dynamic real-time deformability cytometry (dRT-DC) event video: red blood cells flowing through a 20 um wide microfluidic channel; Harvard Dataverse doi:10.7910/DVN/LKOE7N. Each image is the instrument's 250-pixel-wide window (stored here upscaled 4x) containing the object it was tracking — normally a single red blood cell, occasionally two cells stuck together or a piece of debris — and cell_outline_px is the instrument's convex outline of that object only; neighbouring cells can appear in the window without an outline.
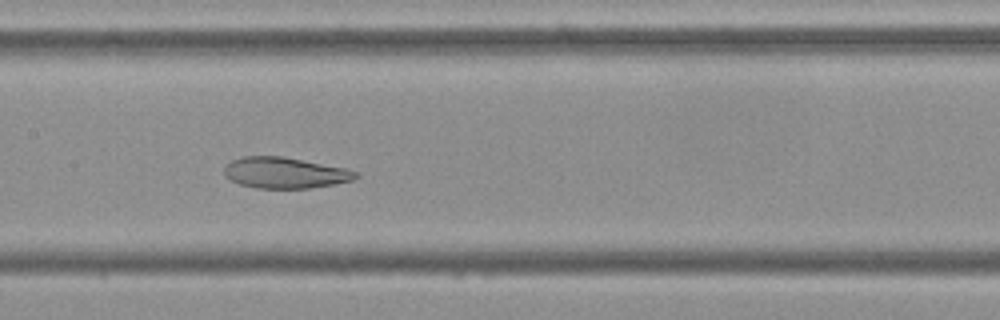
{"species": "Egyptian fruit bat (a non-hibernating species)", "species_latin": "Rousettus aegyptiacus", "temperature_condition": "cold", "stored_images_in_passage": 52, "camera_frame_rate_fps": 3000, "um_per_image_px": 0.085, "frame": {"image": 1, "passage_image": 25, "time_ms": 8.0, "image_size_px": [1000, 320], "cell_outline_px": [[360, 176], [352, 180], [332, 184], [308, 188], [256, 188], [240, 184], [224, 176], [224, 168], [232, 160], [244, 156], [280, 156], [344, 168], [360, 172]], "centroid_in_image_um": [24.21, 14.69], "position_along_channel_um": 183.2, "area_um2": 23.47}}
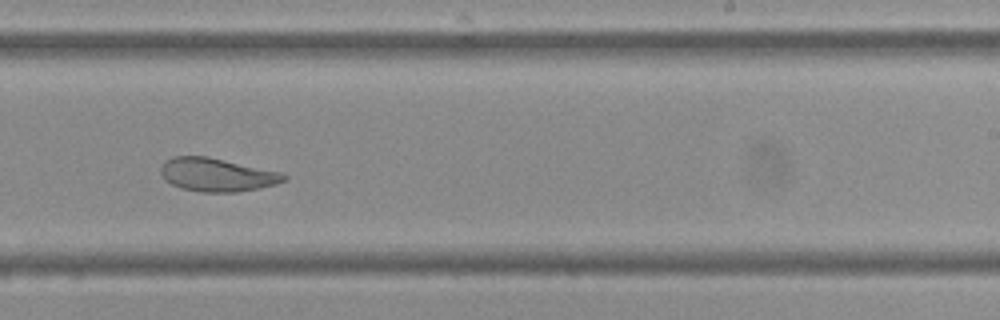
{"frame": {"image": 2, "passage_image": 32, "time_ms": 10.333, "image_size_px": [1000, 320], "cell_outline_px": [[288, 180], [276, 184], [236, 192], [200, 192], [180, 188], [164, 180], [160, 172], [160, 168], [172, 156], [208, 156], [284, 172], [288, 176]], "centroid_in_image_um": [18.48, 14.85], "position_along_channel_um": 270.5, "area_um2": 24.16}}
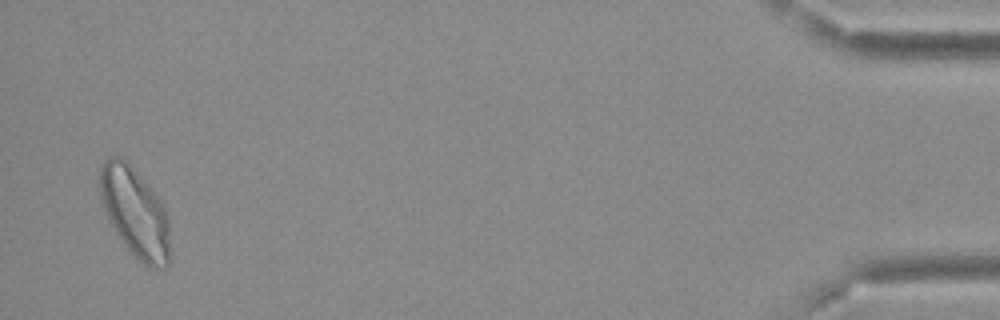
{"frame": {"image": 3, "passage_image": 51, "time_ms": 16.667, "image_size_px": [1000, 320], "cell_outline_px": [[168, 264], [164, 268], [148, 268], [128, 248], [116, 232], [104, 208], [100, 196], [100, 168], [104, 160], [108, 156], [120, 156], [128, 160], [164, 204], [168, 220]], "centroid_in_image_um": [11.47, 17.99], "position_along_channel_um": 423.7, "area_um2": 36.24}, "authors_computed_cell_mechanics": {"area_um2": 29.6803, "velocity_mm_per_s": 3.7554, "shape_relaxation_time_tau1_ms": null, "shape_relaxation_time_tau2_ms": 1.5496, "deformation_change_tau1": null, "deformation_change_tau2": 0.0725}}